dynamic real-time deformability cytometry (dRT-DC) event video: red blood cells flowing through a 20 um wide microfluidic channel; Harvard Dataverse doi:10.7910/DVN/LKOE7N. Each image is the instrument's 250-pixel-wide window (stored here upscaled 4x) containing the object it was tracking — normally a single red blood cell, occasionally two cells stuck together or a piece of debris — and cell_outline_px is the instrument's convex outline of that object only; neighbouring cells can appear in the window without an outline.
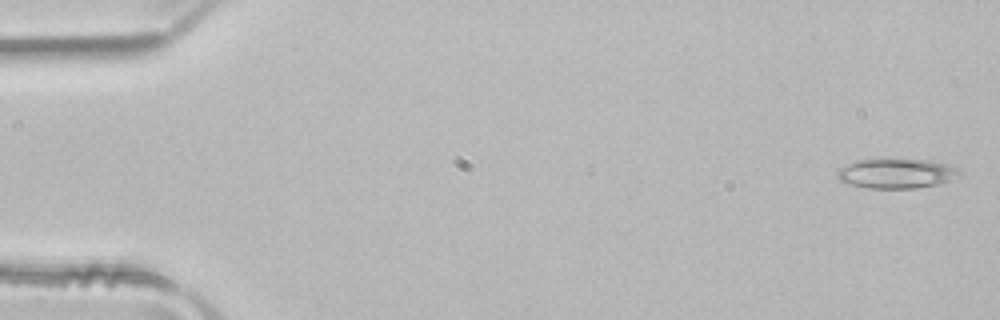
{"species": "common noctule bat (a hibernating species)", "species_latin": "Nyctalus noctula", "temperature_condition": "room temperature", "stored_images_in_passage": 11, "camera_frame_rate_fps": 3000, "um_per_image_px": 0.085, "animal": {"sex": "male", "body_mass_g": 21.5, "forearm_length_mm": 52.0}, "frame": {"image": 1, "passage_image": 1, "time_ms": 0.0, "image_size_px": [1000, 320], "cell_outline_px": [[960, 172], [948, 180], [940, 184], [916, 188], [868, 188], [848, 184], [840, 180], [836, 176], [836, 168], [856, 160], [928, 160], [944, 164], [956, 168]], "centroid_in_image_um": [76.08, 14.76], "position_along_channel_um": 8.9, "area_um2": 20.81}}